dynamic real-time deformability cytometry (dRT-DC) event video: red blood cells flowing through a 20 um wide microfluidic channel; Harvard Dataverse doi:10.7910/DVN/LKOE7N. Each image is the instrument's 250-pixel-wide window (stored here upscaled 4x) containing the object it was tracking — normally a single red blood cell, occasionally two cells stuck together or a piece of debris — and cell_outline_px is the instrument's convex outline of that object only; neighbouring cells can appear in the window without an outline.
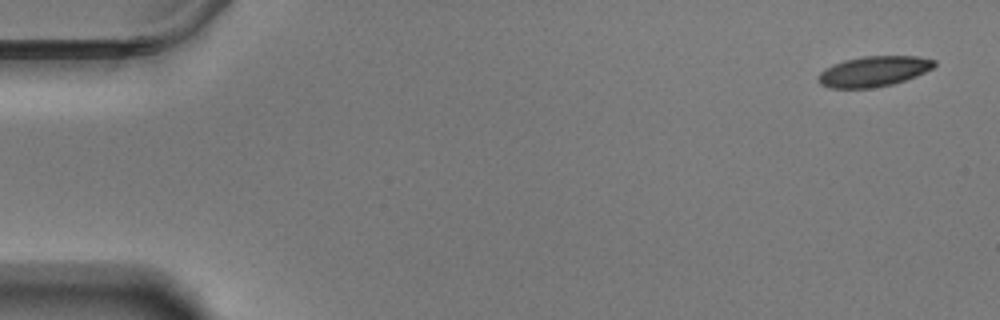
{"species": "Egyptian fruit bat (a non-hibernating species)", "species_latin": "Rousettus aegyptiacus", "temperature_condition": "warm", "stored_images_in_passage": 15, "camera_frame_rate_fps": 3000, "um_per_image_px": 0.085, "animal": {"sex": "male"}, "frame": {"image": 1, "passage_image": 1, "time_ms": 0.0, "image_size_px": [1000, 320], "cell_outline_px": [[936, 64], [932, 68], [916, 76], [892, 84], [872, 88], [828, 88], [820, 84], [816, 80], [816, 76], [820, 72], [832, 64], [844, 60], [864, 56], [916, 56], [936, 60]], "centroid_in_image_um": [74.21, 6.07], "position_along_channel_um": 10.8, "area_um2": 20.63}}
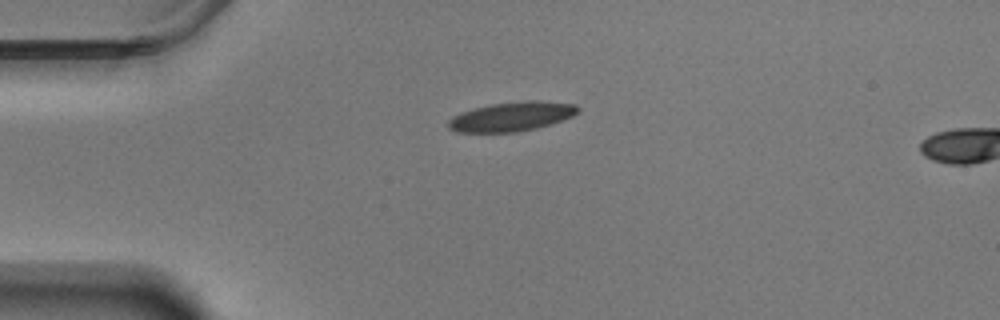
{"frame": {"image": 2, "passage_image": 13, "time_ms": 4.0, "image_size_px": [1000, 320], "cell_outline_px": [[580, 108], [572, 116], [536, 128], [516, 132], [456, 132], [448, 128], [448, 120], [452, 116], [472, 108], [492, 104], [536, 100], [576, 104]], "centroid_in_image_um": [43.45, 9.91], "position_along_channel_um": 41.6, "area_um2": 21.85}}